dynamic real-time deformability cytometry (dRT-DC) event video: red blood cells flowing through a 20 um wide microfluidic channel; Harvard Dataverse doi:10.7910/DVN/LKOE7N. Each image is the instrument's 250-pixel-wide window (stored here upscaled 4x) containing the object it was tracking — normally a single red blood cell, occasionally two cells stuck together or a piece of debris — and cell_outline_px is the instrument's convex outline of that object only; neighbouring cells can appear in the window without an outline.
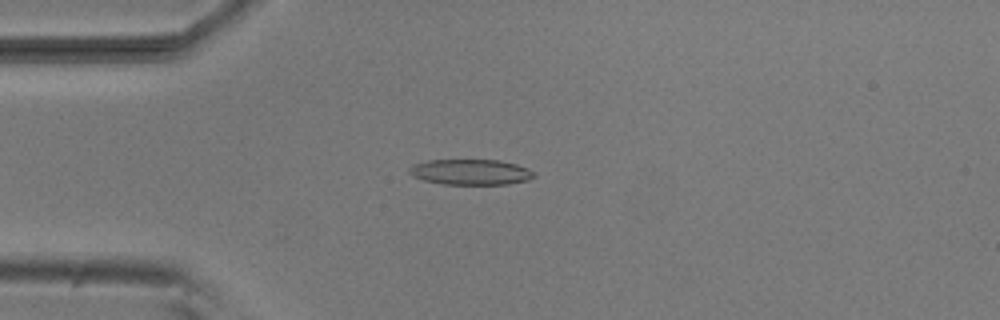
{"species": "common noctule bat (a hibernating species)", "species_latin": "Nyctalus noctula", "temperature_condition": "room temperature", "stored_images_in_passage": 44, "camera_frame_rate_fps": 3000, "um_per_image_px": 0.085, "animal": {"sex": "male", "body_mass_g": 20.5, "forearm_length_mm": 52.5}, "frame": {"image": 1, "passage_image": 14, "time_ms": 4.333, "image_size_px": [1000, 320], "cell_outline_px": [[536, 176], [528, 180], [508, 184], [444, 184], [424, 180], [412, 176], [408, 172], [408, 168], [412, 164], [428, 160], [500, 160], [516, 164], [528, 168], [536, 172]], "centroid_in_image_um": [40.01, 14.62], "position_along_channel_um": 45.0, "area_um2": 18.73}}
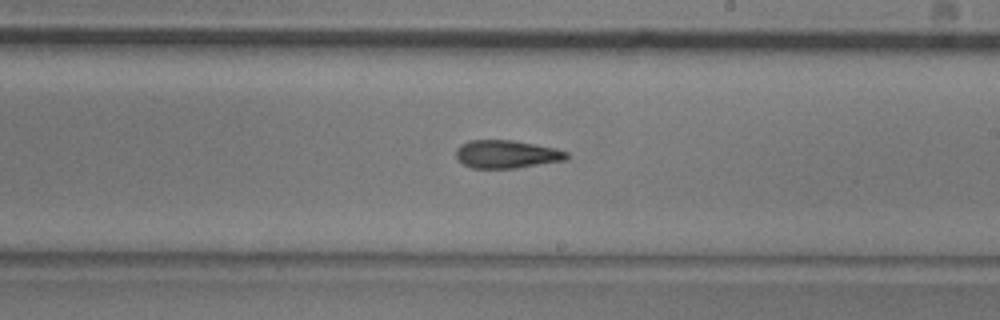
{"frame": {"image": 2, "passage_image": 31, "time_ms": 10.0, "image_size_px": [1000, 320], "cell_outline_px": [[568, 160], [516, 168], [472, 168], [464, 164], [456, 156], [456, 148], [460, 144], [468, 140], [512, 140], [536, 144], [556, 148], [568, 152]], "centroid_in_image_um": [43.09, 13.1], "position_along_channel_um": 245.9, "area_um2": 18.21}}
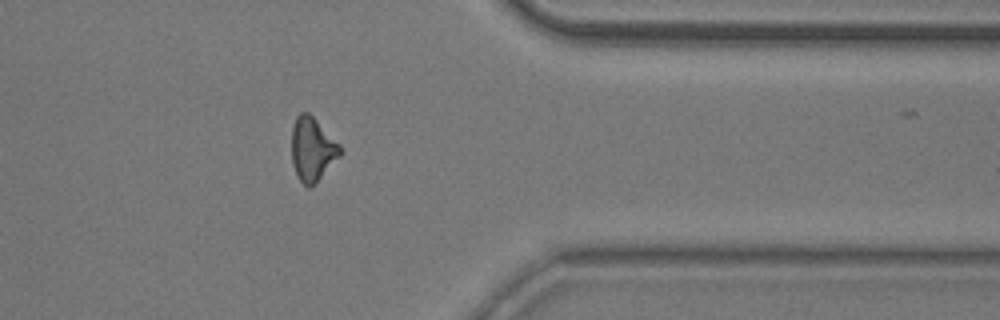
{"frame": {"image": 3, "passage_image": 43, "time_ms": 14.0, "image_size_px": [1000, 320], "cell_outline_px": [[344, 152], [316, 184], [308, 188], [296, 176], [292, 164], [292, 128], [296, 116], [300, 112], [308, 112], [340, 144]], "centroid_in_image_um": [26.57, 12.71], "position_along_channel_um": 384.8, "area_um2": 18.26}}